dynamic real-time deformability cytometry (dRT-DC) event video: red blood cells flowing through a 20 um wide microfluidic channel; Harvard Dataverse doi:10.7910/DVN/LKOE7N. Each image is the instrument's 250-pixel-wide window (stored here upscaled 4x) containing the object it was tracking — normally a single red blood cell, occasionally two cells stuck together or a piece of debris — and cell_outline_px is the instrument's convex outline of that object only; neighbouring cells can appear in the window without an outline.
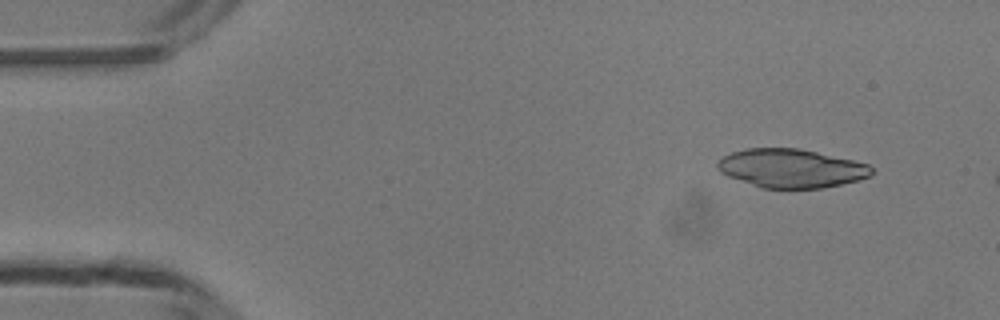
{"species": "common noctule bat (a hibernating species)", "species_latin": "Nyctalus noctula", "temperature_condition": "room temperature", "stored_images_in_passage": 11, "camera_frame_rate_fps": 3000, "um_per_image_px": 0.085, "animal": {"sex": "male", "body_mass_g": 13.3}, "frame": {"image": 1, "passage_image": 5, "time_ms": 1.333, "image_size_px": [1000, 320], "cell_outline_px": [[872, 176], [840, 184], [820, 188], [760, 188], [728, 176], [720, 172], [716, 168], [716, 164], [724, 156], [732, 152], [748, 148], [796, 148], [816, 152], [852, 160], [868, 164], [872, 168]], "centroid_in_image_um": [67.22, 14.31], "position_along_channel_um": 17.8, "area_um2": 34.45}}